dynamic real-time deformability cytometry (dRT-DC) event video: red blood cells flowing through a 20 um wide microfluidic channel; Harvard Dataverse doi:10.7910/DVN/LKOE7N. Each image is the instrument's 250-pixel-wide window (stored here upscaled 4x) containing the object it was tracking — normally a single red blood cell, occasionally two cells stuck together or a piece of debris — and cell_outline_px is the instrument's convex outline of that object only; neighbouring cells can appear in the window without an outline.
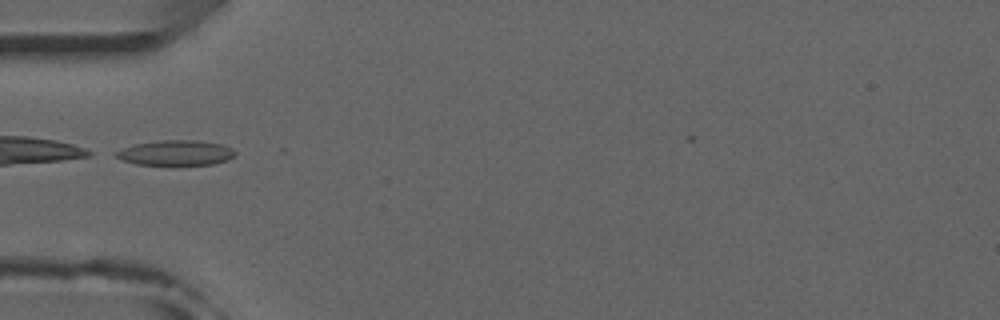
{"species": "common noctule bat (a hibernating species)", "species_latin": "Nyctalus noctula", "temperature_condition": "room temperature", "stored_images_in_passage": 29, "camera_frame_rate_fps": 3000, "um_per_image_px": 0.085, "animal": {"sex": "male", "forearm_length_mm": 52.5}, "frame": {"image": 1, "passage_image": 1, "time_ms": 0.0, "image_size_px": [1000, 320], "cell_outline_px": [[236, 152], [228, 160], [212, 164], [172, 168], [136, 164], [120, 160], [112, 156], [112, 152], [136, 144], [160, 140], [196, 140], [224, 144], [232, 148]], "centroid_in_image_um": [14.89, 13.04], "position_along_channel_um": 70.1, "area_um2": 18.55}, "authors_computed_cell_mechanics": {"area_um2": 16.473, "velocity_mm_per_s": 3.9756, "shape_relaxation_time_tau1_ms": null, "shape_relaxation_time_tau2_ms": 2.6086, "deformation_change_tau1": null, "deformation_change_tau2": 0.0858}}